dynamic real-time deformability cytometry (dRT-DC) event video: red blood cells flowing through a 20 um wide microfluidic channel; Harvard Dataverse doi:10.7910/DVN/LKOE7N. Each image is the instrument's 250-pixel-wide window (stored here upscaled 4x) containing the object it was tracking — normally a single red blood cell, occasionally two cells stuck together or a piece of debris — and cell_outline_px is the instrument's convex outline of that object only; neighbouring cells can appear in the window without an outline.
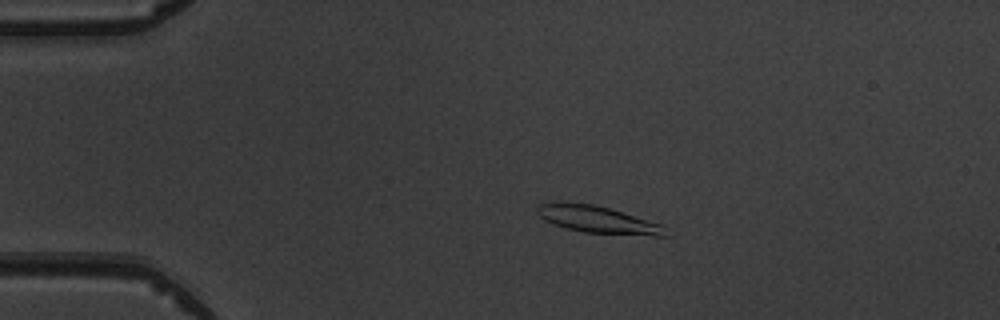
{"species": "common noctule bat (a hibernating species)", "species_latin": "Nyctalus noctula", "temperature_condition": "warm", "stored_images_in_passage": 7, "camera_frame_rate_fps": 3000, "um_per_image_px": 0.085, "animal": {"sex": "male", "body_mass_g": 19.5, "forearm_length_mm": 54.6}, "frame": {"image": 1, "passage_image": 4, "time_ms": 3.333, "image_size_px": [1000, 320], "cell_outline_px": [[672, 236], [656, 236], [584, 232], [568, 228], [544, 220], [536, 212], [536, 208], [540, 204], [552, 200], [560, 200], [592, 204], [608, 208], [664, 224]], "centroid_in_image_um": [50.84, 18.64], "position_along_channel_um": 34.2, "area_um2": 20.69}}
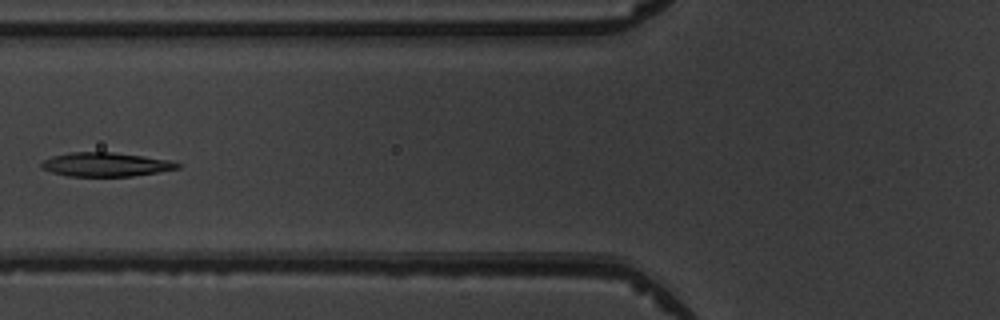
{"frame": {"image": 2, "passage_image": 7, "time_ms": 6.667, "image_size_px": [1000, 320], "cell_outline_px": [[180, 168], [132, 176], [68, 176], [52, 172], [40, 168], [40, 164], [44, 160], [52, 156], [68, 152], [112, 152], [144, 156], [168, 160], [180, 164]], "centroid_in_image_um": [8.94, 13.97], "position_along_channel_um": 116.9, "area_um2": 18.9}}